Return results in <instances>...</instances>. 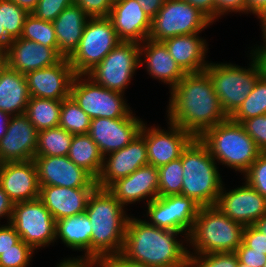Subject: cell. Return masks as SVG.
I'll return each mask as SVG.
<instances>
[{"instance_id":"1","label":"cell","mask_w":266,"mask_h":267,"mask_svg":"<svg viewBox=\"0 0 266 267\" xmlns=\"http://www.w3.org/2000/svg\"><path fill=\"white\" fill-rule=\"evenodd\" d=\"M169 92L168 122L194 138L228 119L206 71L185 74Z\"/></svg>"},{"instance_id":"2","label":"cell","mask_w":266,"mask_h":267,"mask_svg":"<svg viewBox=\"0 0 266 267\" xmlns=\"http://www.w3.org/2000/svg\"><path fill=\"white\" fill-rule=\"evenodd\" d=\"M178 231L149 224L146 219L130 216L121 254L133 262L149 267H188V248L178 241Z\"/></svg>"},{"instance_id":"3","label":"cell","mask_w":266,"mask_h":267,"mask_svg":"<svg viewBox=\"0 0 266 267\" xmlns=\"http://www.w3.org/2000/svg\"><path fill=\"white\" fill-rule=\"evenodd\" d=\"M124 206L107 190L97 187L86 207L91 234V259L102 262L122 252L129 215Z\"/></svg>"},{"instance_id":"4","label":"cell","mask_w":266,"mask_h":267,"mask_svg":"<svg viewBox=\"0 0 266 267\" xmlns=\"http://www.w3.org/2000/svg\"><path fill=\"white\" fill-rule=\"evenodd\" d=\"M183 185L181 195L202 206L216 205L223 181L216 160L207 147L194 138L182 151Z\"/></svg>"},{"instance_id":"5","label":"cell","mask_w":266,"mask_h":267,"mask_svg":"<svg viewBox=\"0 0 266 267\" xmlns=\"http://www.w3.org/2000/svg\"><path fill=\"white\" fill-rule=\"evenodd\" d=\"M199 140L217 163L244 174L261 151L240 123L228 118L206 130Z\"/></svg>"},{"instance_id":"6","label":"cell","mask_w":266,"mask_h":267,"mask_svg":"<svg viewBox=\"0 0 266 267\" xmlns=\"http://www.w3.org/2000/svg\"><path fill=\"white\" fill-rule=\"evenodd\" d=\"M243 231V225L231 220L217 206H202L188 236L187 243L194 253L188 254L235 252L242 244Z\"/></svg>"},{"instance_id":"7","label":"cell","mask_w":266,"mask_h":267,"mask_svg":"<svg viewBox=\"0 0 266 267\" xmlns=\"http://www.w3.org/2000/svg\"><path fill=\"white\" fill-rule=\"evenodd\" d=\"M249 68L236 64L209 62V74L224 113L230 118L247 99L261 75L259 64L251 54Z\"/></svg>"},{"instance_id":"8","label":"cell","mask_w":266,"mask_h":267,"mask_svg":"<svg viewBox=\"0 0 266 267\" xmlns=\"http://www.w3.org/2000/svg\"><path fill=\"white\" fill-rule=\"evenodd\" d=\"M115 28L109 17H90L85 25L78 48L68 58L75 75H86L118 43Z\"/></svg>"},{"instance_id":"9","label":"cell","mask_w":266,"mask_h":267,"mask_svg":"<svg viewBox=\"0 0 266 267\" xmlns=\"http://www.w3.org/2000/svg\"><path fill=\"white\" fill-rule=\"evenodd\" d=\"M70 97L91 118H126L133 112L124 94L97 85L86 75H75Z\"/></svg>"},{"instance_id":"10","label":"cell","mask_w":266,"mask_h":267,"mask_svg":"<svg viewBox=\"0 0 266 267\" xmlns=\"http://www.w3.org/2000/svg\"><path fill=\"white\" fill-rule=\"evenodd\" d=\"M212 24L203 13L184 0H166L151 20L148 39L163 42L179 35L201 33Z\"/></svg>"},{"instance_id":"11","label":"cell","mask_w":266,"mask_h":267,"mask_svg":"<svg viewBox=\"0 0 266 267\" xmlns=\"http://www.w3.org/2000/svg\"><path fill=\"white\" fill-rule=\"evenodd\" d=\"M139 62L140 44L121 41L86 76L97 85L124 94Z\"/></svg>"},{"instance_id":"12","label":"cell","mask_w":266,"mask_h":267,"mask_svg":"<svg viewBox=\"0 0 266 267\" xmlns=\"http://www.w3.org/2000/svg\"><path fill=\"white\" fill-rule=\"evenodd\" d=\"M10 223L35 251L56 242V220L39 199L15 203Z\"/></svg>"},{"instance_id":"13","label":"cell","mask_w":266,"mask_h":267,"mask_svg":"<svg viewBox=\"0 0 266 267\" xmlns=\"http://www.w3.org/2000/svg\"><path fill=\"white\" fill-rule=\"evenodd\" d=\"M146 207L149 224L161 229L184 233L183 241L188 242V236L193 230L201 206L192 198L177 194L157 197Z\"/></svg>"},{"instance_id":"14","label":"cell","mask_w":266,"mask_h":267,"mask_svg":"<svg viewBox=\"0 0 266 267\" xmlns=\"http://www.w3.org/2000/svg\"><path fill=\"white\" fill-rule=\"evenodd\" d=\"M143 123L140 133L145 137L148 165L159 168L181 157L182 151L194 137L177 125L167 122V130L161 127H146Z\"/></svg>"},{"instance_id":"15","label":"cell","mask_w":266,"mask_h":267,"mask_svg":"<svg viewBox=\"0 0 266 267\" xmlns=\"http://www.w3.org/2000/svg\"><path fill=\"white\" fill-rule=\"evenodd\" d=\"M40 186L67 188H97L96 179L85 169L74 164L68 156H35Z\"/></svg>"},{"instance_id":"16","label":"cell","mask_w":266,"mask_h":267,"mask_svg":"<svg viewBox=\"0 0 266 267\" xmlns=\"http://www.w3.org/2000/svg\"><path fill=\"white\" fill-rule=\"evenodd\" d=\"M143 123L133 113L126 118H94L88 134L105 157L133 141L140 134Z\"/></svg>"},{"instance_id":"17","label":"cell","mask_w":266,"mask_h":267,"mask_svg":"<svg viewBox=\"0 0 266 267\" xmlns=\"http://www.w3.org/2000/svg\"><path fill=\"white\" fill-rule=\"evenodd\" d=\"M215 206L244 227L253 225L266 214V199L246 181L228 192L223 184Z\"/></svg>"},{"instance_id":"18","label":"cell","mask_w":266,"mask_h":267,"mask_svg":"<svg viewBox=\"0 0 266 267\" xmlns=\"http://www.w3.org/2000/svg\"><path fill=\"white\" fill-rule=\"evenodd\" d=\"M75 73L68 58H62L53 66L25 74L30 97L64 100L70 97Z\"/></svg>"},{"instance_id":"19","label":"cell","mask_w":266,"mask_h":267,"mask_svg":"<svg viewBox=\"0 0 266 267\" xmlns=\"http://www.w3.org/2000/svg\"><path fill=\"white\" fill-rule=\"evenodd\" d=\"M146 165L147 146L145 137L140 133L124 148L103 158V167L96 180L97 185L99 188L107 189L116 180L127 177Z\"/></svg>"},{"instance_id":"20","label":"cell","mask_w":266,"mask_h":267,"mask_svg":"<svg viewBox=\"0 0 266 267\" xmlns=\"http://www.w3.org/2000/svg\"><path fill=\"white\" fill-rule=\"evenodd\" d=\"M37 139L38 130L25 114L11 116L7 132L0 139V164L33 160Z\"/></svg>"},{"instance_id":"21","label":"cell","mask_w":266,"mask_h":267,"mask_svg":"<svg viewBox=\"0 0 266 267\" xmlns=\"http://www.w3.org/2000/svg\"><path fill=\"white\" fill-rule=\"evenodd\" d=\"M0 185L14 204L38 199L40 185L34 161L1 163Z\"/></svg>"},{"instance_id":"22","label":"cell","mask_w":266,"mask_h":267,"mask_svg":"<svg viewBox=\"0 0 266 267\" xmlns=\"http://www.w3.org/2000/svg\"><path fill=\"white\" fill-rule=\"evenodd\" d=\"M158 169L152 165L138 168L131 175L113 182L107 190L125 207L145 200L146 204L159 197Z\"/></svg>"},{"instance_id":"23","label":"cell","mask_w":266,"mask_h":267,"mask_svg":"<svg viewBox=\"0 0 266 267\" xmlns=\"http://www.w3.org/2000/svg\"><path fill=\"white\" fill-rule=\"evenodd\" d=\"M120 41L143 43L149 37L151 19L136 0L113 2L108 16Z\"/></svg>"},{"instance_id":"24","label":"cell","mask_w":266,"mask_h":267,"mask_svg":"<svg viewBox=\"0 0 266 267\" xmlns=\"http://www.w3.org/2000/svg\"><path fill=\"white\" fill-rule=\"evenodd\" d=\"M7 55L8 66L21 74L53 66L62 59L52 47L21 37L11 41Z\"/></svg>"},{"instance_id":"25","label":"cell","mask_w":266,"mask_h":267,"mask_svg":"<svg viewBox=\"0 0 266 267\" xmlns=\"http://www.w3.org/2000/svg\"><path fill=\"white\" fill-rule=\"evenodd\" d=\"M95 189L40 186L38 199L57 221L84 213L89 197Z\"/></svg>"},{"instance_id":"26","label":"cell","mask_w":266,"mask_h":267,"mask_svg":"<svg viewBox=\"0 0 266 267\" xmlns=\"http://www.w3.org/2000/svg\"><path fill=\"white\" fill-rule=\"evenodd\" d=\"M139 63L140 66L146 64V70L151 77L170 85V91L185 75L163 42L146 39L141 43Z\"/></svg>"},{"instance_id":"27","label":"cell","mask_w":266,"mask_h":267,"mask_svg":"<svg viewBox=\"0 0 266 267\" xmlns=\"http://www.w3.org/2000/svg\"><path fill=\"white\" fill-rule=\"evenodd\" d=\"M172 58L185 74L205 71L208 43L199 33L179 35L163 41Z\"/></svg>"},{"instance_id":"28","label":"cell","mask_w":266,"mask_h":267,"mask_svg":"<svg viewBox=\"0 0 266 267\" xmlns=\"http://www.w3.org/2000/svg\"><path fill=\"white\" fill-rule=\"evenodd\" d=\"M89 16L75 3L64 9L53 21L58 54L69 58L78 48Z\"/></svg>"},{"instance_id":"29","label":"cell","mask_w":266,"mask_h":267,"mask_svg":"<svg viewBox=\"0 0 266 267\" xmlns=\"http://www.w3.org/2000/svg\"><path fill=\"white\" fill-rule=\"evenodd\" d=\"M30 94L25 74L9 66L0 72V111L11 116L25 114Z\"/></svg>"},{"instance_id":"30","label":"cell","mask_w":266,"mask_h":267,"mask_svg":"<svg viewBox=\"0 0 266 267\" xmlns=\"http://www.w3.org/2000/svg\"><path fill=\"white\" fill-rule=\"evenodd\" d=\"M91 224L86 212L56 221V240L73 250L84 251L78 258L91 259Z\"/></svg>"},{"instance_id":"31","label":"cell","mask_w":266,"mask_h":267,"mask_svg":"<svg viewBox=\"0 0 266 267\" xmlns=\"http://www.w3.org/2000/svg\"><path fill=\"white\" fill-rule=\"evenodd\" d=\"M67 156L97 180L103 167L104 157L88 133L73 135Z\"/></svg>"},{"instance_id":"32","label":"cell","mask_w":266,"mask_h":267,"mask_svg":"<svg viewBox=\"0 0 266 267\" xmlns=\"http://www.w3.org/2000/svg\"><path fill=\"white\" fill-rule=\"evenodd\" d=\"M62 100L30 97L25 115L38 131L59 126Z\"/></svg>"},{"instance_id":"33","label":"cell","mask_w":266,"mask_h":267,"mask_svg":"<svg viewBox=\"0 0 266 267\" xmlns=\"http://www.w3.org/2000/svg\"><path fill=\"white\" fill-rule=\"evenodd\" d=\"M73 134L61 127L38 131L35 156H67Z\"/></svg>"},{"instance_id":"34","label":"cell","mask_w":266,"mask_h":267,"mask_svg":"<svg viewBox=\"0 0 266 267\" xmlns=\"http://www.w3.org/2000/svg\"><path fill=\"white\" fill-rule=\"evenodd\" d=\"M266 114V77L260 75L253 90L247 99L241 104L238 110L230 117L237 123Z\"/></svg>"},{"instance_id":"35","label":"cell","mask_w":266,"mask_h":267,"mask_svg":"<svg viewBox=\"0 0 266 267\" xmlns=\"http://www.w3.org/2000/svg\"><path fill=\"white\" fill-rule=\"evenodd\" d=\"M21 38L52 47L58 53L57 39L53 22L37 18L29 13L25 19Z\"/></svg>"},{"instance_id":"36","label":"cell","mask_w":266,"mask_h":267,"mask_svg":"<svg viewBox=\"0 0 266 267\" xmlns=\"http://www.w3.org/2000/svg\"><path fill=\"white\" fill-rule=\"evenodd\" d=\"M91 118L71 97L62 100L59 127L73 135L86 134L90 129Z\"/></svg>"},{"instance_id":"37","label":"cell","mask_w":266,"mask_h":267,"mask_svg":"<svg viewBox=\"0 0 266 267\" xmlns=\"http://www.w3.org/2000/svg\"><path fill=\"white\" fill-rule=\"evenodd\" d=\"M158 169L159 197L181 194L183 167L181 157Z\"/></svg>"},{"instance_id":"38","label":"cell","mask_w":266,"mask_h":267,"mask_svg":"<svg viewBox=\"0 0 266 267\" xmlns=\"http://www.w3.org/2000/svg\"><path fill=\"white\" fill-rule=\"evenodd\" d=\"M29 13L10 0H0V25L13 40L22 34L25 19Z\"/></svg>"},{"instance_id":"39","label":"cell","mask_w":266,"mask_h":267,"mask_svg":"<svg viewBox=\"0 0 266 267\" xmlns=\"http://www.w3.org/2000/svg\"><path fill=\"white\" fill-rule=\"evenodd\" d=\"M235 252H217L208 254H189L188 267H237Z\"/></svg>"},{"instance_id":"40","label":"cell","mask_w":266,"mask_h":267,"mask_svg":"<svg viewBox=\"0 0 266 267\" xmlns=\"http://www.w3.org/2000/svg\"><path fill=\"white\" fill-rule=\"evenodd\" d=\"M33 253L34 249L20 240L11 249L0 254V267H28Z\"/></svg>"},{"instance_id":"41","label":"cell","mask_w":266,"mask_h":267,"mask_svg":"<svg viewBox=\"0 0 266 267\" xmlns=\"http://www.w3.org/2000/svg\"><path fill=\"white\" fill-rule=\"evenodd\" d=\"M243 179L266 199V152H261Z\"/></svg>"},{"instance_id":"42","label":"cell","mask_w":266,"mask_h":267,"mask_svg":"<svg viewBox=\"0 0 266 267\" xmlns=\"http://www.w3.org/2000/svg\"><path fill=\"white\" fill-rule=\"evenodd\" d=\"M73 3L74 0H39L31 14L41 20L53 22L64 9Z\"/></svg>"},{"instance_id":"43","label":"cell","mask_w":266,"mask_h":267,"mask_svg":"<svg viewBox=\"0 0 266 267\" xmlns=\"http://www.w3.org/2000/svg\"><path fill=\"white\" fill-rule=\"evenodd\" d=\"M261 152H266V114L249 118L241 123Z\"/></svg>"},{"instance_id":"44","label":"cell","mask_w":266,"mask_h":267,"mask_svg":"<svg viewBox=\"0 0 266 267\" xmlns=\"http://www.w3.org/2000/svg\"><path fill=\"white\" fill-rule=\"evenodd\" d=\"M89 17H108L113 5L112 0H74Z\"/></svg>"},{"instance_id":"45","label":"cell","mask_w":266,"mask_h":267,"mask_svg":"<svg viewBox=\"0 0 266 267\" xmlns=\"http://www.w3.org/2000/svg\"><path fill=\"white\" fill-rule=\"evenodd\" d=\"M238 261L250 267H263L266 262V255L263 252L254 251L243 242L235 251Z\"/></svg>"},{"instance_id":"46","label":"cell","mask_w":266,"mask_h":267,"mask_svg":"<svg viewBox=\"0 0 266 267\" xmlns=\"http://www.w3.org/2000/svg\"><path fill=\"white\" fill-rule=\"evenodd\" d=\"M242 242L254 251L266 255V234L261 233L253 225L244 227Z\"/></svg>"},{"instance_id":"47","label":"cell","mask_w":266,"mask_h":267,"mask_svg":"<svg viewBox=\"0 0 266 267\" xmlns=\"http://www.w3.org/2000/svg\"><path fill=\"white\" fill-rule=\"evenodd\" d=\"M215 2V19L231 13L247 14L246 0H214Z\"/></svg>"},{"instance_id":"48","label":"cell","mask_w":266,"mask_h":267,"mask_svg":"<svg viewBox=\"0 0 266 267\" xmlns=\"http://www.w3.org/2000/svg\"><path fill=\"white\" fill-rule=\"evenodd\" d=\"M20 240L19 234L10 222L8 225L0 226V254L11 249L12 246L17 244Z\"/></svg>"},{"instance_id":"49","label":"cell","mask_w":266,"mask_h":267,"mask_svg":"<svg viewBox=\"0 0 266 267\" xmlns=\"http://www.w3.org/2000/svg\"><path fill=\"white\" fill-rule=\"evenodd\" d=\"M191 6L197 8L212 23L215 22V2L214 0H184Z\"/></svg>"},{"instance_id":"50","label":"cell","mask_w":266,"mask_h":267,"mask_svg":"<svg viewBox=\"0 0 266 267\" xmlns=\"http://www.w3.org/2000/svg\"><path fill=\"white\" fill-rule=\"evenodd\" d=\"M102 263L106 267H149L145 264L128 260L121 253L105 258Z\"/></svg>"},{"instance_id":"51","label":"cell","mask_w":266,"mask_h":267,"mask_svg":"<svg viewBox=\"0 0 266 267\" xmlns=\"http://www.w3.org/2000/svg\"><path fill=\"white\" fill-rule=\"evenodd\" d=\"M146 15L152 20L166 0H136Z\"/></svg>"},{"instance_id":"52","label":"cell","mask_w":266,"mask_h":267,"mask_svg":"<svg viewBox=\"0 0 266 267\" xmlns=\"http://www.w3.org/2000/svg\"><path fill=\"white\" fill-rule=\"evenodd\" d=\"M14 203L9 199L7 193L0 185V217L7 218V224L11 221Z\"/></svg>"},{"instance_id":"53","label":"cell","mask_w":266,"mask_h":267,"mask_svg":"<svg viewBox=\"0 0 266 267\" xmlns=\"http://www.w3.org/2000/svg\"><path fill=\"white\" fill-rule=\"evenodd\" d=\"M99 262L88 258H65L57 267H95Z\"/></svg>"},{"instance_id":"54","label":"cell","mask_w":266,"mask_h":267,"mask_svg":"<svg viewBox=\"0 0 266 267\" xmlns=\"http://www.w3.org/2000/svg\"><path fill=\"white\" fill-rule=\"evenodd\" d=\"M250 52L259 64L261 75L266 77V47H256L254 45Z\"/></svg>"},{"instance_id":"55","label":"cell","mask_w":266,"mask_h":267,"mask_svg":"<svg viewBox=\"0 0 266 267\" xmlns=\"http://www.w3.org/2000/svg\"><path fill=\"white\" fill-rule=\"evenodd\" d=\"M247 14L258 15L266 10V0H246Z\"/></svg>"},{"instance_id":"56","label":"cell","mask_w":266,"mask_h":267,"mask_svg":"<svg viewBox=\"0 0 266 267\" xmlns=\"http://www.w3.org/2000/svg\"><path fill=\"white\" fill-rule=\"evenodd\" d=\"M13 1L20 8L25 9L28 13H32L38 4L39 0H10Z\"/></svg>"},{"instance_id":"57","label":"cell","mask_w":266,"mask_h":267,"mask_svg":"<svg viewBox=\"0 0 266 267\" xmlns=\"http://www.w3.org/2000/svg\"><path fill=\"white\" fill-rule=\"evenodd\" d=\"M11 115L0 111V139L6 134Z\"/></svg>"},{"instance_id":"58","label":"cell","mask_w":266,"mask_h":267,"mask_svg":"<svg viewBox=\"0 0 266 267\" xmlns=\"http://www.w3.org/2000/svg\"><path fill=\"white\" fill-rule=\"evenodd\" d=\"M257 18L260 20L259 22L261 24L260 26L262 28V32H263L262 38L264 42L262 45L260 44V46L258 45L257 47H266V10L259 13L257 15Z\"/></svg>"},{"instance_id":"59","label":"cell","mask_w":266,"mask_h":267,"mask_svg":"<svg viewBox=\"0 0 266 267\" xmlns=\"http://www.w3.org/2000/svg\"><path fill=\"white\" fill-rule=\"evenodd\" d=\"M8 66L7 48L0 45V71Z\"/></svg>"},{"instance_id":"60","label":"cell","mask_w":266,"mask_h":267,"mask_svg":"<svg viewBox=\"0 0 266 267\" xmlns=\"http://www.w3.org/2000/svg\"><path fill=\"white\" fill-rule=\"evenodd\" d=\"M12 39L7 35L4 27L0 25V45L8 49Z\"/></svg>"},{"instance_id":"61","label":"cell","mask_w":266,"mask_h":267,"mask_svg":"<svg viewBox=\"0 0 266 267\" xmlns=\"http://www.w3.org/2000/svg\"><path fill=\"white\" fill-rule=\"evenodd\" d=\"M253 226L258 229L261 233L266 234V214L261 216Z\"/></svg>"},{"instance_id":"62","label":"cell","mask_w":266,"mask_h":267,"mask_svg":"<svg viewBox=\"0 0 266 267\" xmlns=\"http://www.w3.org/2000/svg\"><path fill=\"white\" fill-rule=\"evenodd\" d=\"M237 267H250V266L245 265V264L239 262Z\"/></svg>"},{"instance_id":"63","label":"cell","mask_w":266,"mask_h":267,"mask_svg":"<svg viewBox=\"0 0 266 267\" xmlns=\"http://www.w3.org/2000/svg\"><path fill=\"white\" fill-rule=\"evenodd\" d=\"M96 267H106L102 262H99Z\"/></svg>"}]
</instances>
